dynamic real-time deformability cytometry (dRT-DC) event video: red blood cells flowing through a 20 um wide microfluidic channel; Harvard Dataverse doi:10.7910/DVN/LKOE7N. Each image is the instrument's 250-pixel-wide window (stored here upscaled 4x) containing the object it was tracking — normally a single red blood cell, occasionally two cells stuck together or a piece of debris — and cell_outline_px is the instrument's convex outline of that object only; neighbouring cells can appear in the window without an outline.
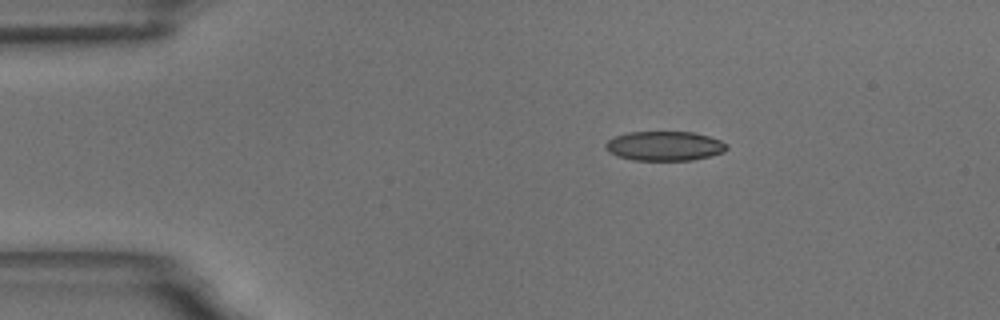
{"species": "common noctule bat (a hibernating species)", "species_latin": "Nyctalus noctula", "temperature_condition": "room temperature", "stored_images_in_passage": 4, "camera_frame_rate_fps": 3000, "um_per_image_px": 0.085, "animal": {"sex": "male", "body_mass_g": 18.8}, "frame": {"image": 1, "passage_image": 2, "time_ms": 2.0, "image_size_px": [1000, 320], "cell_outline_px": [[728, 148], [724, 152], [712, 156], [692, 160], [632, 160], [616, 156], [608, 152], [604, 148], [604, 144], [608, 140], [616, 136], [628, 132], [692, 132], [708, 136], [720, 140], [728, 144]], "centroid_in_image_um": [56.48, 12.41], "position_along_channel_um": 28.5, "area_um2": 20.98}}
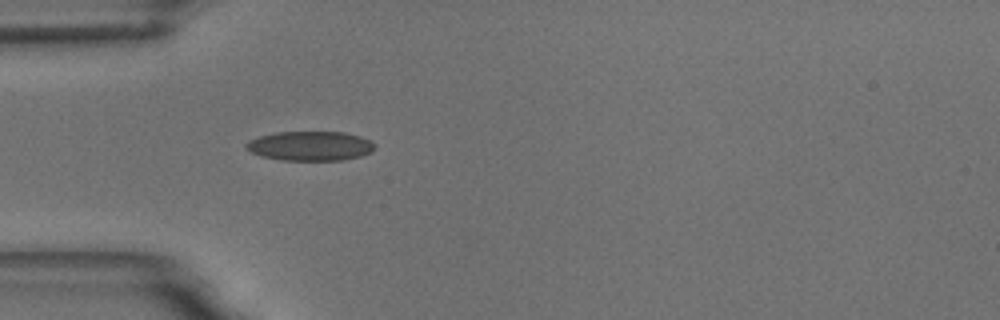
{"frame": {"image": 2, "passage_image": 4, "time_ms": 4.333, "image_size_px": [1000, 320], "cell_outline_px": [[376, 148], [372, 152], [360, 156], [344, 160], [280, 160], [264, 156], [252, 152], [244, 148], [244, 144], [248, 140], [260, 136], [276, 132], [344, 132], [360, 136], [372, 140], [376, 144]], "centroid_in_image_um": [26.41, 12.4], "position_along_channel_um": 58.6, "area_um2": 22.25}}